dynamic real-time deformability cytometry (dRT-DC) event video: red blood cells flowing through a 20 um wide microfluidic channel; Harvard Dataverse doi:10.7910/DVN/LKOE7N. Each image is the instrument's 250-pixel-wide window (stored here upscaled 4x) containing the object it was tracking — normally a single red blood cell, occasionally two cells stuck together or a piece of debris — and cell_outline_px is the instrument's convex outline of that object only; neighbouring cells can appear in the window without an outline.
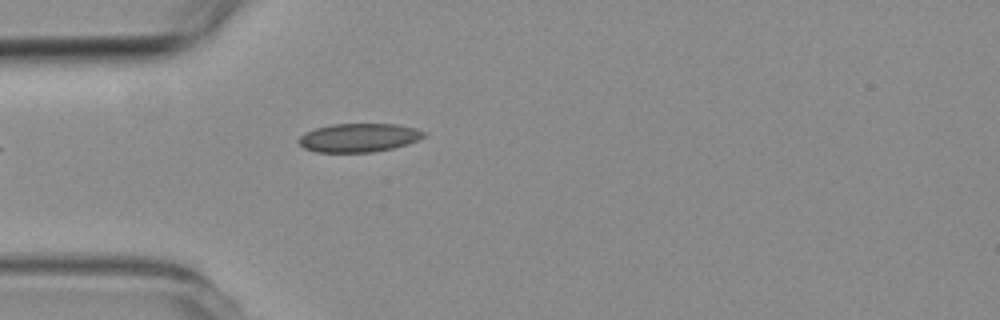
{"species": "common noctule bat (a hibernating species)", "species_latin": "Nyctalus noctula", "temperature_condition": "room temperature", "stored_images_in_passage": 4, "camera_frame_rate_fps": 3000, "um_per_image_px": 0.085, "animal": {"sex": "female", "body_mass_g": 19.3, "forearm_length_mm": 54.1}, "frame": {"image": 1, "passage_image": 4, "time_ms": 4.667, "image_size_px": [1000, 320], "cell_outline_px": [[424, 136], [408, 144], [392, 148], [372, 152], [316, 152], [304, 148], [296, 140], [304, 132], [316, 128], [332, 124], [396, 124], [416, 128], [424, 132]], "centroid_in_image_um": [30.45, 11.7], "position_along_channel_um": 54.5, "area_um2": 20.81}}